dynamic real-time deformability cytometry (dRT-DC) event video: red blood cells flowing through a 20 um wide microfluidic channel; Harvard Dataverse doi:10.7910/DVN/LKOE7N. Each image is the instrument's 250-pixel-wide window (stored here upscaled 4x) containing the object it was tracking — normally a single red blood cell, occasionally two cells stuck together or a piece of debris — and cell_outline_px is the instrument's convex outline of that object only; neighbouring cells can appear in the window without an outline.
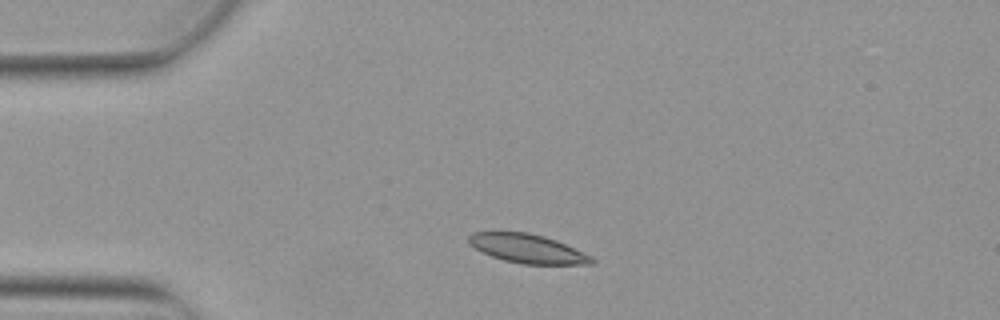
{"species": "Egyptian fruit bat (a non-hibernating species)", "species_latin": "Rousettus aegyptiacus", "temperature_condition": "warm", "stored_images_in_passage": 3, "camera_frame_rate_fps": 3000, "um_per_image_px": 0.085, "animal": {"sex": "female"}, "frame": {"image": 1, "passage_image": 1, "time_ms": 0.0, "image_size_px": [1000, 320], "cell_outline_px": [[596, 264], [520, 264], [504, 260], [492, 256], [468, 244], [468, 236], [472, 232], [528, 232], [544, 236], [556, 240], [592, 256], [596, 260]], "centroid_in_image_um": [44.86, 21.13], "position_along_channel_um": 40.1, "area_um2": 20.69}}
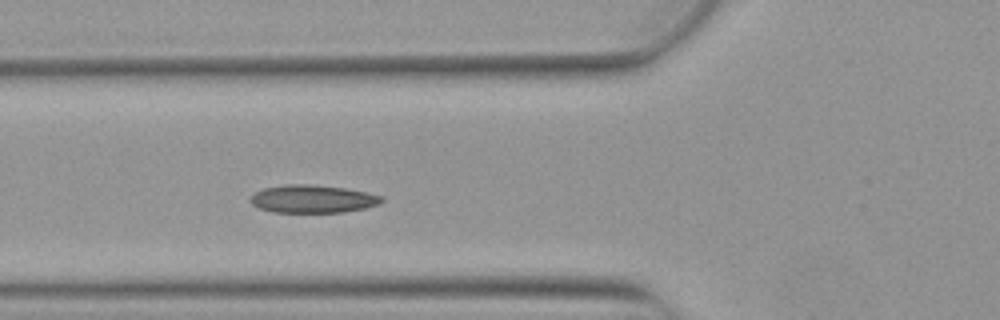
{"frame": {"image": 2, "passage_image": 3, "time_ms": 0.667, "image_size_px": [1000, 320], "cell_outline_px": [[384, 200], [380, 204], [364, 208], [344, 212], [272, 212], [260, 208], [252, 204], [248, 200], [256, 192], [264, 188], [284, 184], [308, 184], [344, 188], [368, 192], [384, 196]], "centroid_in_image_um": [26.6, 16.9], "position_along_channel_um": 99.2, "area_um2": 21.39}}